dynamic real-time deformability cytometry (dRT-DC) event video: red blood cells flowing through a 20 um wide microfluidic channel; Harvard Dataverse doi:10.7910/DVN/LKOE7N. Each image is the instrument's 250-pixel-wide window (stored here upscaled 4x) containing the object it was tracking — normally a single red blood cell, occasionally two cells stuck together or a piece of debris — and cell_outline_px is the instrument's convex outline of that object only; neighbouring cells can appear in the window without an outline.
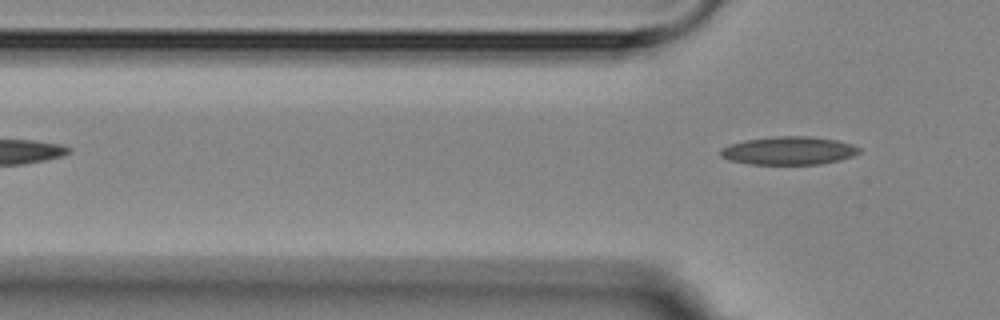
{"species": "Egyptian fruit bat (a non-hibernating species)", "species_latin": "Rousettus aegyptiacus", "temperature_condition": "room temperature", "stored_images_in_passage": 5, "camera_frame_rate_fps": 3000, "um_per_image_px": 0.085, "animal": {"sex": "female"}, "frame": {"image": 1, "passage_image": 5, "time_ms": 5.0, "image_size_px": [1000, 320], "cell_outline_px": [[860, 152], [852, 156], [840, 160], [820, 164], [748, 164], [732, 160], [720, 156], [720, 148], [744, 140], [772, 136], [808, 136], [836, 140], [852, 144], [860, 148]], "centroid_in_image_um": [67.05, 12.8], "position_along_channel_um": 58.8, "area_um2": 22.72}}